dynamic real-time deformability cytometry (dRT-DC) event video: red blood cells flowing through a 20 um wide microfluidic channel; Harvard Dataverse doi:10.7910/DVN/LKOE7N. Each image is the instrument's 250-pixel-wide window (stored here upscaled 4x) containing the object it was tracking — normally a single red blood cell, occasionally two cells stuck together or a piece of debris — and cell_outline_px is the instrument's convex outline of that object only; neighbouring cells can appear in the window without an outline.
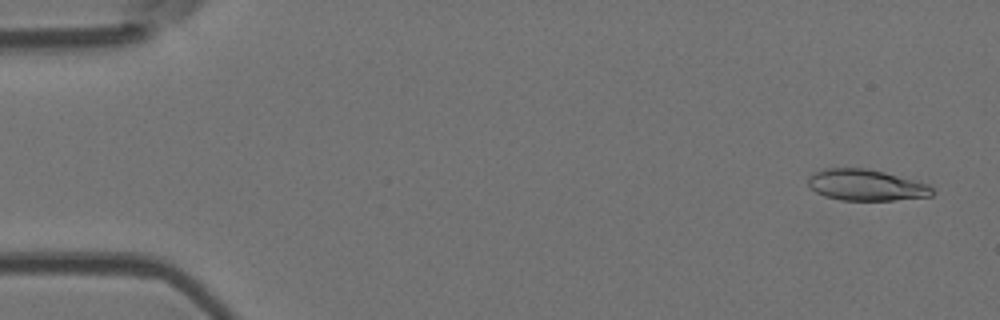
{"species": "Egyptian fruit bat (a non-hibernating species)", "species_latin": "Rousettus aegyptiacus", "temperature_condition": "room temperature", "stored_images_in_passage": 4, "camera_frame_rate_fps": 3000, "um_per_image_px": 0.085, "animal": {"sex": "female"}, "frame": {"image": 1, "passage_image": 1, "time_ms": 0.0, "image_size_px": [1000, 320], "cell_outline_px": [[936, 192], [932, 196], [892, 200], [840, 200], [824, 196], [816, 192], [808, 184], [808, 176], [824, 168], [868, 168], [884, 172], [928, 184]], "centroid_in_image_um": [73.61, 15.73], "position_along_channel_um": 11.4, "area_um2": 22.54}}
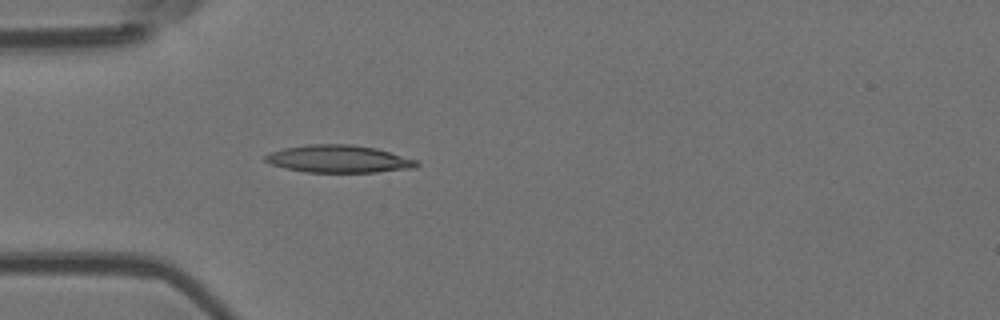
{"frame": {"image": 2, "passage_image": 4, "time_ms": 4.333, "image_size_px": [1000, 320], "cell_outline_px": [[420, 164], [416, 168], [376, 172], [304, 172], [272, 164], [264, 160], [264, 156], [272, 152], [284, 148], [308, 144], [352, 144], [376, 148], [416, 160]], "centroid_in_image_um": [28.81, 13.51], "position_along_channel_um": 56.2, "area_um2": 24.1}}